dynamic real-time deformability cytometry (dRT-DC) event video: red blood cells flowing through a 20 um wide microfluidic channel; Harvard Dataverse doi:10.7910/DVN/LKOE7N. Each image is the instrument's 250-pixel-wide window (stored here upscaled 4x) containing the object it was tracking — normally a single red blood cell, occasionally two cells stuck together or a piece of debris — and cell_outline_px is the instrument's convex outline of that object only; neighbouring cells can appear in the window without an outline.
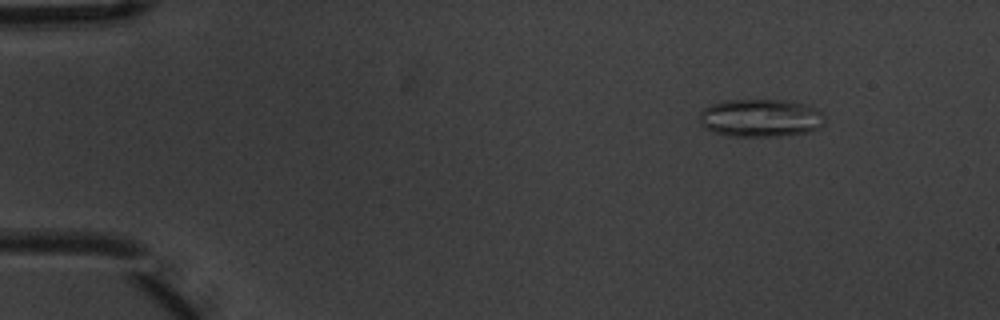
{"species": "common noctule bat (a hibernating species)", "species_latin": "Nyctalus noctula", "temperature_condition": "warm", "stored_images_in_passage": 4, "camera_frame_rate_fps": 3000, "um_per_image_px": 0.085, "animal": {"sex": "male", "body_mass_g": 20.1, "forearm_length_mm": 53.5}, "frame": {"image": 1, "passage_image": 1, "time_ms": 0.0, "image_size_px": [1000, 320], "cell_outline_px": [[824, 124], [820, 128], [808, 132], [780, 136], [728, 136], [712, 132], [704, 128], [700, 124], [700, 112], [704, 108], [712, 104], [724, 100], [788, 100], [808, 104], [824, 112]], "centroid_in_image_um": [64.68, 10.02], "position_along_channel_um": 20.3, "area_um2": 28.15}}